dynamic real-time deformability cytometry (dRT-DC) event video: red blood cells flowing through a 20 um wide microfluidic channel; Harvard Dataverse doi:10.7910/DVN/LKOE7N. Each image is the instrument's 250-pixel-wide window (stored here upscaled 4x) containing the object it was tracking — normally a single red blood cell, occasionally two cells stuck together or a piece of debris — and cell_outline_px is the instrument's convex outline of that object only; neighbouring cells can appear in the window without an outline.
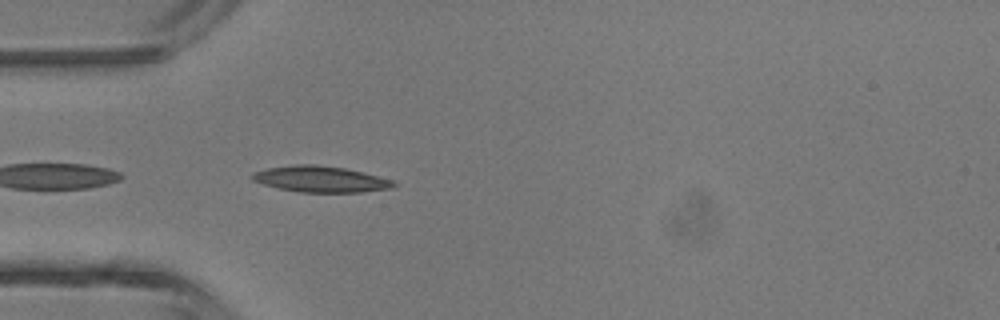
{"species": "common noctule bat (a hibernating species)", "species_latin": "Nyctalus noctula", "temperature_condition": "room temperature", "stored_images_in_passage": 32, "camera_frame_rate_fps": 3000, "um_per_image_px": 0.085, "animal": {"sex": "male", "body_mass_g": 13.3}, "frame": {"image": 1, "passage_image": 1, "time_ms": 0.0, "image_size_px": [1000, 320], "cell_outline_px": [[396, 184], [392, 188], [360, 192], [300, 192], [276, 188], [252, 180], [252, 176], [256, 172], [268, 168], [296, 164], [312, 164], [344, 168], [392, 180]], "centroid_in_image_um": [27.23, 15.23], "position_along_channel_um": 57.8, "area_um2": 21.1}}
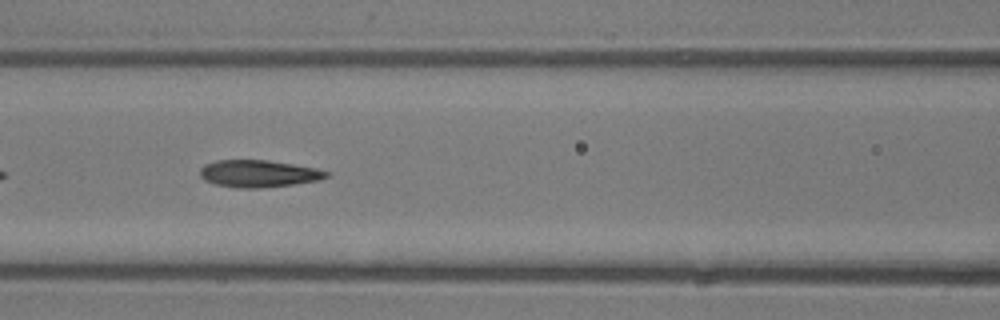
{"frame": {"image": 2, "passage_image": 7, "time_ms": 2.0, "image_size_px": [1000, 320], "cell_outline_px": [[328, 176], [320, 180], [292, 184], [260, 188], [236, 188], [216, 184], [204, 180], [200, 176], [200, 168], [204, 164], [216, 160], [268, 160], [316, 168], [328, 172]], "centroid_in_image_um": [21.94, 14.75], "position_along_channel_um": 144.7, "area_um2": 19.94}}
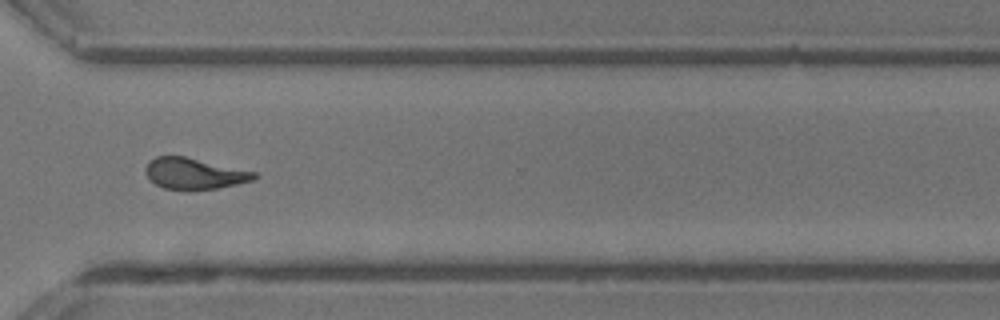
{"frame": {"image": 3, "passage_image": 21, "time_ms": 6.667, "image_size_px": [1000, 320], "cell_outline_px": [[256, 176], [252, 180], [236, 184], [216, 188], [192, 192], [188, 192], [164, 188], [156, 184], [148, 176], [144, 168], [156, 156], [184, 156], [256, 172]], "centroid_in_image_um": [16.49, 14.78], "position_along_channel_um": 354.1, "area_um2": 19.71}, "authors_computed_cell_mechanics": {"area_um2": 19.8543, "velocity_mm_per_s": 4.5038, "shape_relaxation_time_tau1_ms": 3.5357, "shape_relaxation_time_tau2_ms": 2.1012, "deformation_change_tau1": 0.1578, "deformation_change_tau2": 0.0978}}